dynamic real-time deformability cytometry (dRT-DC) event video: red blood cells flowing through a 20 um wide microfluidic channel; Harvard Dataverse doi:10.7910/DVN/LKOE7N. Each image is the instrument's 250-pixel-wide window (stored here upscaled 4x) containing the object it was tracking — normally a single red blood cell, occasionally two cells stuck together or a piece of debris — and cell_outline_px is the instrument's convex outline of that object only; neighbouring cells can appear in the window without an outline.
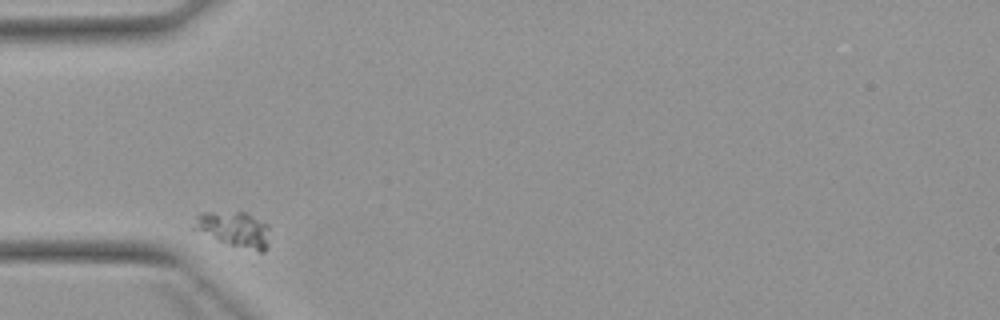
{"species": "Egyptian fruit bat (a non-hibernating species)", "species_latin": "Rousettus aegyptiacus", "temperature_condition": "warm", "stored_images_in_passage": 1, "camera_frame_rate_fps": 3000, "um_per_image_px": 0.085, "animal": {"sex": "female"}, "frame": {"image": 1, "passage_image": 1, "time_ms": 0.0, "image_size_px": [1000, 320], "cell_outline_px": [[268, 244], [264, 252], [260, 252], [232, 244], [220, 240], [192, 228], [196, 216], [200, 212], [244, 212], [268, 224]], "centroid_in_image_um": [19.91, 19.46], "position_along_channel_um": 65.1, "area_um2": 15.14}}